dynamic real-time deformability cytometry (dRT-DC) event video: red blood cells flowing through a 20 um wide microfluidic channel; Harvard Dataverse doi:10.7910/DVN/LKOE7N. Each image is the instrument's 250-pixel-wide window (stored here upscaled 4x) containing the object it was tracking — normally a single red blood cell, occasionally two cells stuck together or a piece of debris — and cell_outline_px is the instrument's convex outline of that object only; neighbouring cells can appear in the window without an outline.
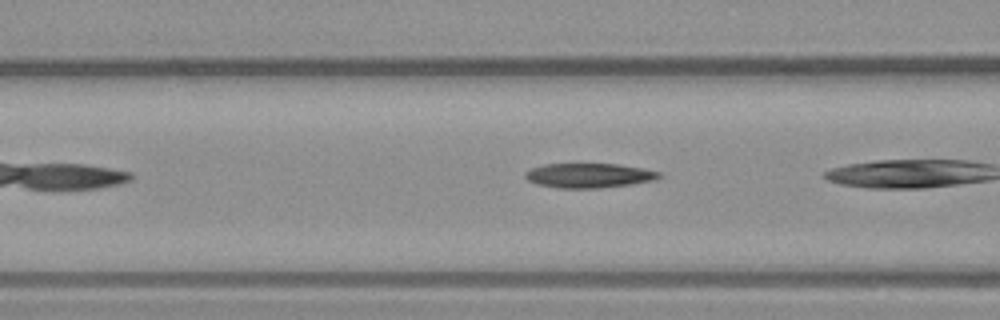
{"species": "common noctule bat (a hibernating species)", "species_latin": "Nyctalus noctula", "temperature_condition": "warm", "stored_images_in_passage": 13, "camera_frame_rate_fps": 3000, "um_per_image_px": 0.085, "animal": {"sex": "male", "body_mass_g": 23.1, "forearm_length_mm": 52.7}, "frame": {"image": 1, "passage_image": 4, "time_ms": 1.0, "image_size_px": [1000, 320], "cell_outline_px": [[664, 176], [656, 180], [632, 184], [600, 188], [556, 188], [536, 184], [528, 180], [524, 176], [524, 172], [532, 168], [544, 164], [616, 164], [644, 168], [660, 172]], "centroid_in_image_um": [50.09, 14.92], "position_along_channel_um": 116.5, "area_um2": 19.36}}
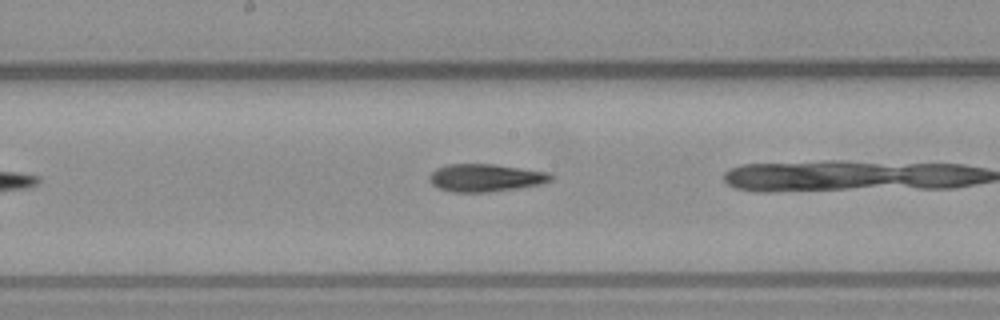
{"frame": {"image": 2, "passage_image": 11, "time_ms": 3.333, "image_size_px": [1000, 320], "cell_outline_px": [[556, 176], [552, 180], [540, 184], [520, 188], [488, 192], [452, 192], [440, 188], [432, 184], [428, 180], [428, 176], [436, 168], [448, 164], [492, 164], [548, 172]], "centroid_in_image_um": [41.27, 15.11], "position_along_channel_um": 206.9, "area_um2": 19.65}}